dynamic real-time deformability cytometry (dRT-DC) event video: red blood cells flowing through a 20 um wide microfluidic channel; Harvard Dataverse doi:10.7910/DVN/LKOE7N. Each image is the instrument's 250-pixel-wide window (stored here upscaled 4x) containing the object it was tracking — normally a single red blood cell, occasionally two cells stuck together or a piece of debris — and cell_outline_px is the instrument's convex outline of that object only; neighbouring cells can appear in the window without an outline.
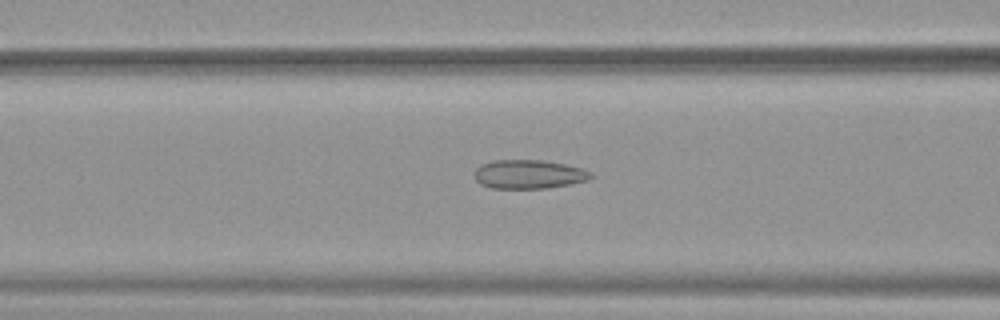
{"species": "common noctule bat (a hibernating species)", "species_latin": "Nyctalus noctula", "temperature_condition": "warm", "stored_images_in_passage": 43, "camera_frame_rate_fps": 3000, "um_per_image_px": 0.085, "animal": {"sex": "female", "body_mass_g": 19.9}, "frame": {"image": 1, "passage_image": 13, "time_ms": 4.0, "image_size_px": [1000, 320], "cell_outline_px": [[596, 176], [588, 180], [548, 188], [492, 188], [480, 184], [476, 180], [472, 172], [480, 164], [492, 160], [544, 160], [564, 164], [580, 168], [592, 172]], "centroid_in_image_um": [44.92, 14.8], "position_along_channel_um": 121.7, "area_um2": 19.77}}
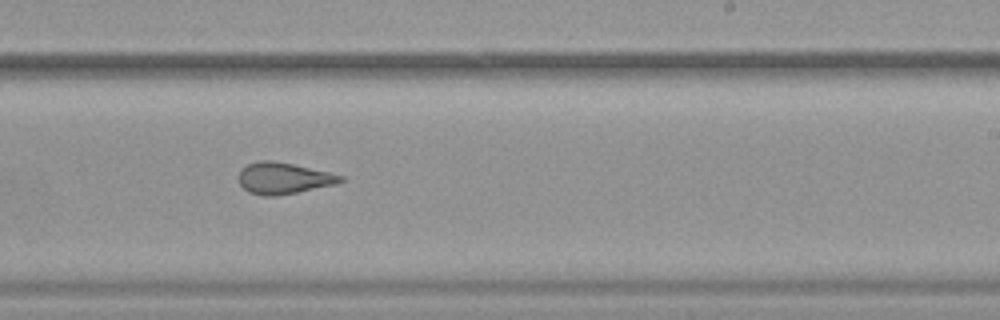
{"frame": {"image": 2, "passage_image": 24, "time_ms": 7.667, "image_size_px": [1000, 320], "cell_outline_px": [[344, 180], [336, 184], [276, 196], [264, 196], [248, 192], [240, 184], [236, 176], [240, 168], [248, 164], [260, 160], [272, 160], [292, 164], [328, 172], [344, 176]], "centroid_in_image_um": [24.04, 15.14], "position_along_channel_um": 265.0, "area_um2": 18.67}}
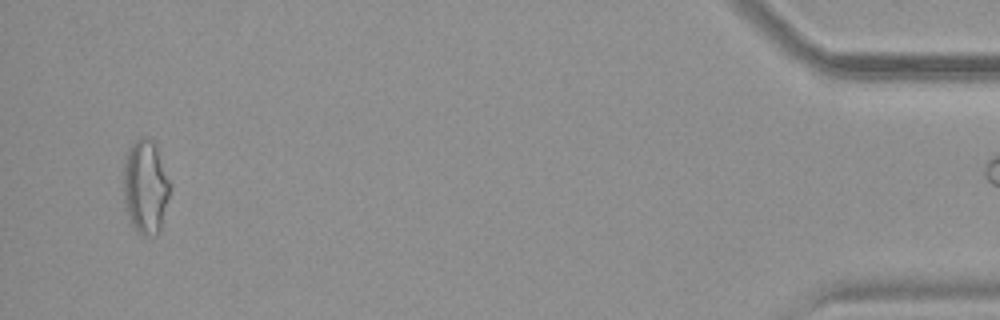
{"frame": {"image": 3, "passage_image": 42, "time_ms": 13.667, "image_size_px": [1000, 320], "cell_outline_px": [[172, 184], [160, 232], [156, 236], [140, 236], [136, 232], [128, 220], [124, 204], [124, 160], [128, 148], [140, 136], [148, 136], [156, 144]], "centroid_in_image_um": [12.38, 15.9], "position_along_channel_um": 422.8, "area_um2": 26.36}}